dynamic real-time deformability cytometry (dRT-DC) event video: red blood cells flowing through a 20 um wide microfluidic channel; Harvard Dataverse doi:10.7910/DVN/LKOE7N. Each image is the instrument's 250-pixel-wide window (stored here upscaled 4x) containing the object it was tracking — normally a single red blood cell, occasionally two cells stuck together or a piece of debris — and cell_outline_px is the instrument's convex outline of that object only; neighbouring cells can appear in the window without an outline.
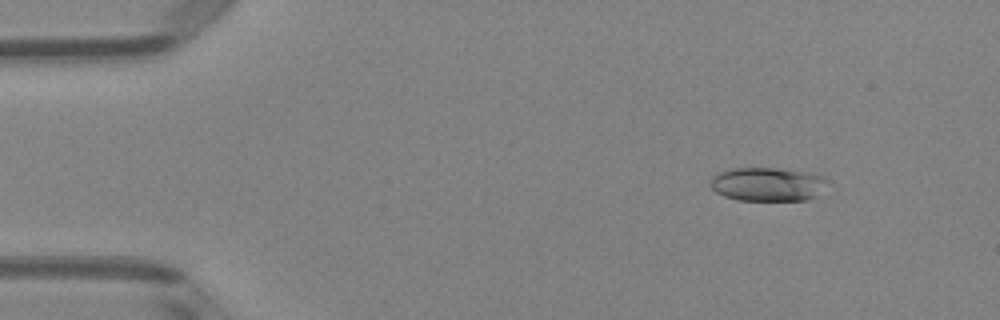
{"species": "Egyptian fruit bat (a non-hibernating species)", "species_latin": "Rousettus aegyptiacus", "temperature_condition": "room temperature", "stored_images_in_passage": 47, "camera_frame_rate_fps": 3000, "um_per_image_px": 0.085, "animal": {"sex": "female"}, "frame": {"image": 1, "passage_image": 2, "time_ms": 0.333, "image_size_px": [1000, 320], "cell_outline_px": [[824, 180], [816, 196], [804, 200], [736, 200], [724, 196], [716, 192], [708, 184], [712, 176], [720, 172], [732, 168], [776, 168], [800, 172], [820, 176]], "centroid_in_image_um": [65.09, 15.67], "position_along_channel_um": 19.9, "area_um2": 22.37}}
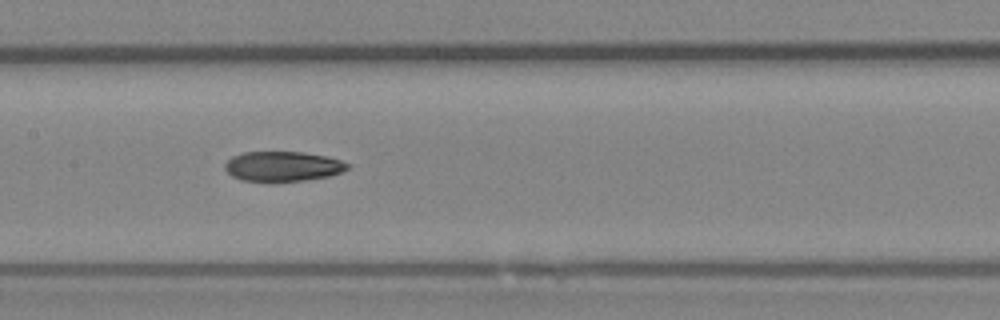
{"frame": {"image": 2, "passage_image": 21, "time_ms": 6.667, "image_size_px": [1000, 320], "cell_outline_px": [[348, 168], [340, 172], [328, 176], [304, 180], [240, 180], [232, 176], [224, 168], [224, 164], [232, 156], [244, 152], [304, 152], [324, 156], [340, 160], [348, 164]], "centroid_in_image_um": [24.0, 14.12], "position_along_channel_um": 183.4, "area_um2": 20.87}}
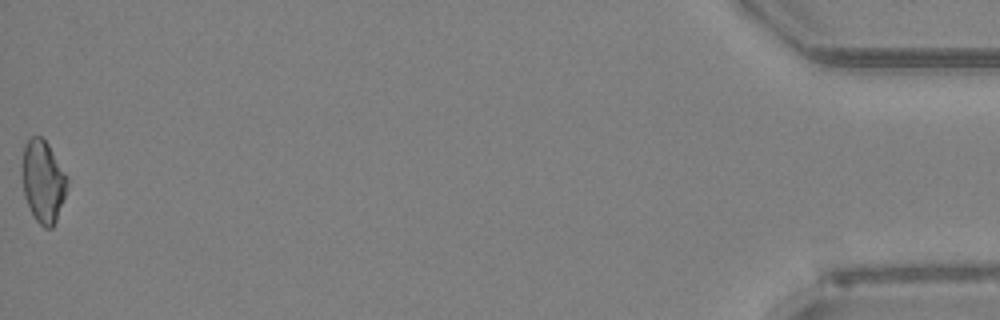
{"frame": {"image": 3, "passage_image": 47, "time_ms": 15.333, "image_size_px": [1000, 320], "cell_outline_px": [[68, 188], [56, 220], [52, 228], [44, 228], [36, 220], [24, 196], [24, 144], [32, 136], [40, 136], [48, 144], [68, 176]], "centroid_in_image_um": [3.71, 15.43], "position_along_channel_um": 431.5, "area_um2": 21.15}, "authors_computed_cell_mechanics": {"area_um2": 22.0218, "velocity_mm_per_s": 3.9892, "shape_relaxation_time_tau1_ms": null, "shape_relaxation_time_tau2_ms": 5.6939, "deformation_change_tau1": null, "deformation_change_tau2": 0.1178}}